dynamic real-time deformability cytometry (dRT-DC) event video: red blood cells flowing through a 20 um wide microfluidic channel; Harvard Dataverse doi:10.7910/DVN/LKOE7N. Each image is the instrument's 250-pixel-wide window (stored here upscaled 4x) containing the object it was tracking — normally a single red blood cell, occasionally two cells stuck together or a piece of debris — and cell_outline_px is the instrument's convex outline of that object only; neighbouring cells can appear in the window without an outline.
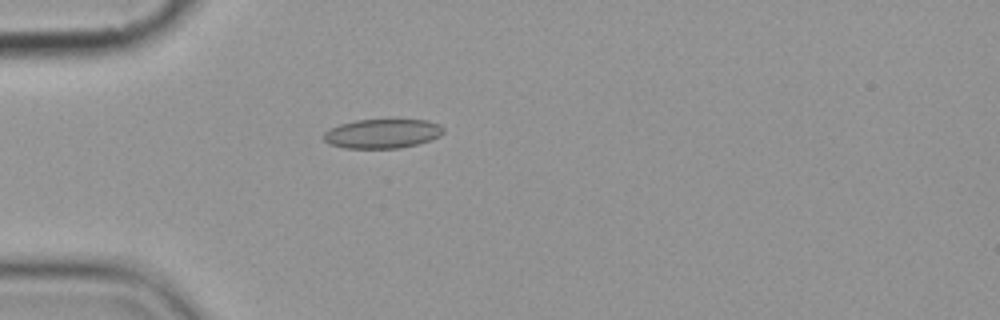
{"species": "common noctule bat (a hibernating species)", "species_latin": "Nyctalus noctula", "temperature_condition": "cold", "stored_images_in_passage": 8, "camera_frame_rate_fps": 3000, "um_per_image_px": 0.085, "animal": {"sex": "female", "body_mass_g": 19.9}, "frame": {"image": 1, "passage_image": 4, "time_ms": 4.333, "image_size_px": [1000, 320], "cell_outline_px": [[444, 132], [440, 136], [416, 144], [400, 148], [344, 148], [328, 144], [324, 140], [324, 132], [328, 128], [340, 124], [356, 120], [392, 116], [428, 120], [440, 124], [444, 128]], "centroid_in_image_um": [32.52, 11.29], "position_along_channel_um": 52.5, "area_um2": 21.5}}
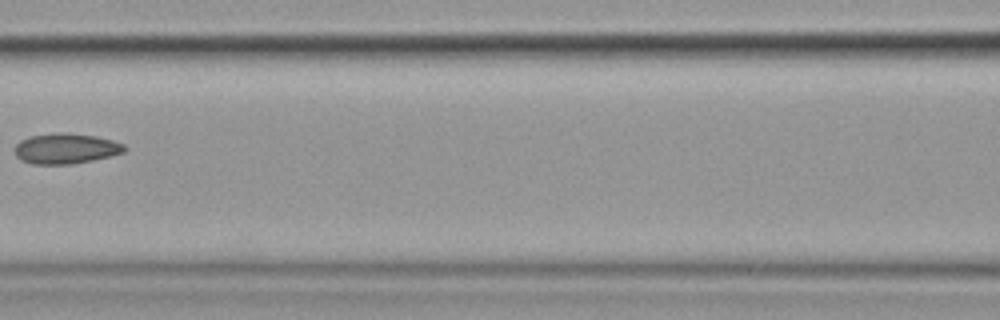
{"frame": {"image": 2, "passage_image": 7, "time_ms": 7.667, "image_size_px": [1000, 320], "cell_outline_px": [[128, 148], [124, 152], [112, 156], [72, 164], [32, 164], [20, 160], [16, 156], [16, 144], [20, 140], [28, 136], [60, 132], [64, 132], [96, 136], [112, 140], [124, 144]], "centroid_in_image_um": [5.61, 12.62], "position_along_channel_um": 161.0, "area_um2": 19.59}}
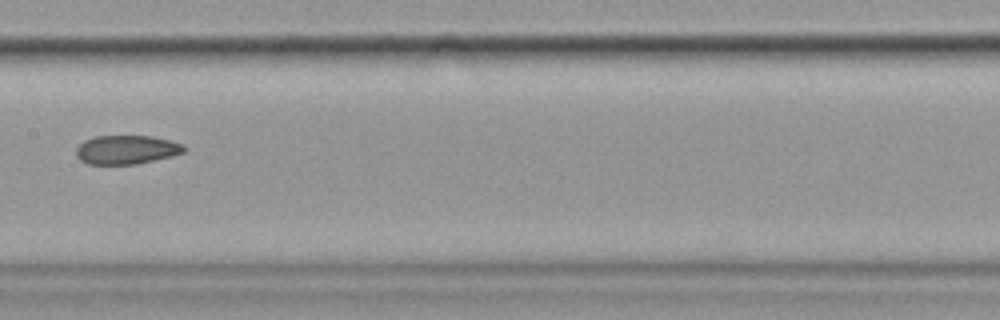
{"frame": {"image": 3, "passage_image": 8, "time_ms": 8.667, "image_size_px": [1000, 320], "cell_outline_px": [[188, 148], [184, 152], [172, 156], [136, 164], [88, 164], [80, 160], [76, 156], [76, 148], [84, 140], [96, 136], [152, 136], [184, 144]], "centroid_in_image_um": [10.76, 12.72], "position_along_channel_um": 196.6, "area_um2": 18.21}}